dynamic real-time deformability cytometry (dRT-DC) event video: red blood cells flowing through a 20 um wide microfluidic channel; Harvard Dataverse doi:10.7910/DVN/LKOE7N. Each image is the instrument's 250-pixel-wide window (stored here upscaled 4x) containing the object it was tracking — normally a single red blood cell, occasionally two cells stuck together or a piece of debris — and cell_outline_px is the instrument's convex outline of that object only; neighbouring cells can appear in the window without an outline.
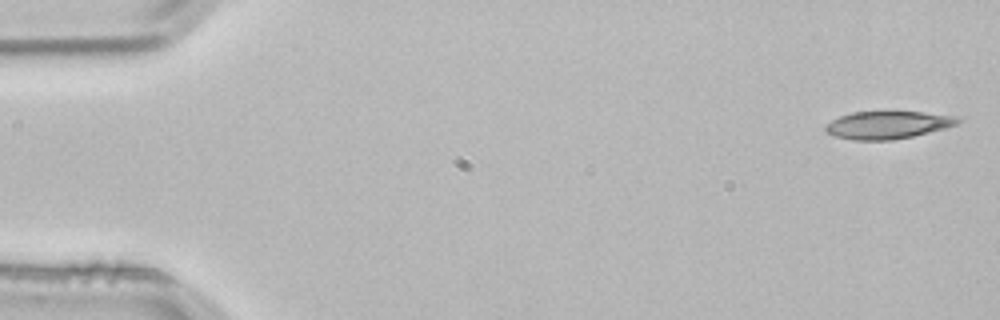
{"species": "common noctule bat (a hibernating species)", "species_latin": "Nyctalus noctula", "temperature_condition": "room temperature", "stored_images_in_passage": 4, "camera_frame_rate_fps": 3000, "um_per_image_px": 0.085, "animal": {"sex": "male", "body_mass_g": 21.5, "forearm_length_mm": 52.0}, "frame": {"image": 1, "passage_image": 1, "time_ms": 0.0, "image_size_px": [1000, 320], "cell_outline_px": [[964, 120], [956, 124], [944, 128], [912, 136], [892, 140], [852, 140], [836, 136], [828, 132], [824, 128], [824, 124], [840, 116], [852, 112], [920, 112], [964, 116]], "centroid_in_image_um": [75.5, 10.61], "position_along_channel_um": 9.5, "area_um2": 21.33}}
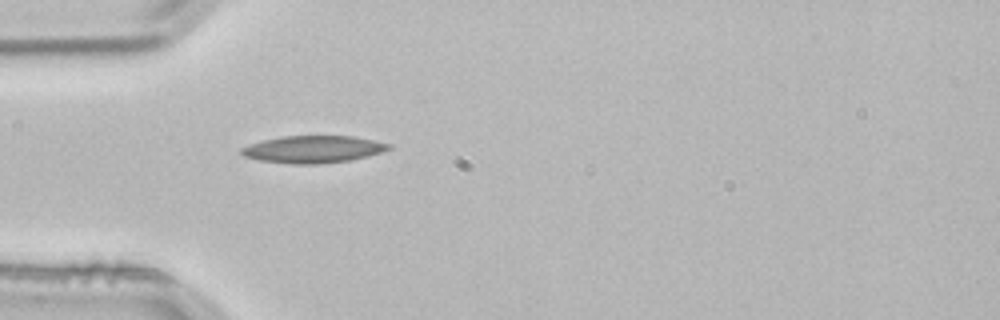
{"frame": {"image": 2, "passage_image": 4, "time_ms": 1.0, "image_size_px": [1000, 320], "cell_outline_px": [[392, 148], [368, 156], [348, 160], [320, 164], [292, 164], [260, 160], [244, 156], [240, 152], [240, 148], [264, 140], [284, 136], [352, 136], [392, 144]], "centroid_in_image_um": [26.63, 12.69], "position_along_channel_um": 58.4, "area_um2": 23.12}}